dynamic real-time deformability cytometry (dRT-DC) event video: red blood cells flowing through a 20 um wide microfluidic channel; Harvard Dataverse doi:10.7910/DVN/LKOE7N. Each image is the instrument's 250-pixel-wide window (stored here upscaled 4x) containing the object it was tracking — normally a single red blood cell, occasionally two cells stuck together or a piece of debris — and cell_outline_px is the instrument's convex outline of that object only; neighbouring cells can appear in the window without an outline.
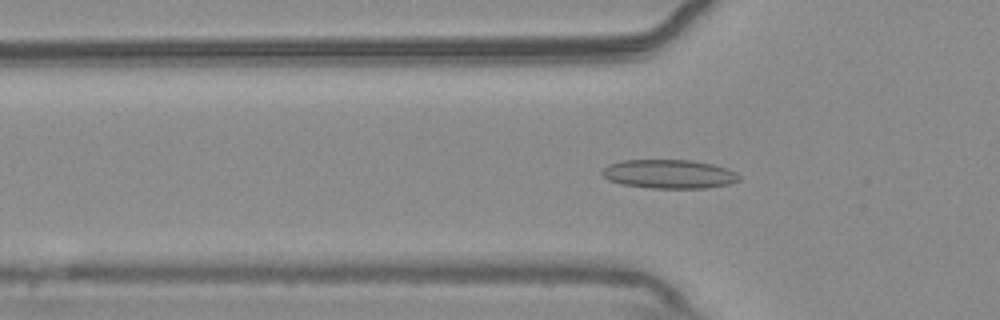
{"species": "common noctule bat (a hibernating species)", "species_latin": "Nyctalus noctula", "temperature_condition": "warm", "stored_images_in_passage": 55, "camera_frame_rate_fps": 3000, "um_per_image_px": 0.085, "animal": {"sex": "male", "body_mass_g": 20.4}, "frame": {"image": 1, "passage_image": 18, "time_ms": 5.667, "image_size_px": [1000, 320], "cell_outline_px": [[740, 180], [728, 184], [704, 188], [652, 188], [620, 184], [608, 180], [600, 172], [608, 164], [624, 160], [692, 160], [712, 164], [736, 172], [740, 176]], "centroid_in_image_um": [56.84, 14.79], "position_along_channel_um": 69.0, "area_um2": 23.0}}
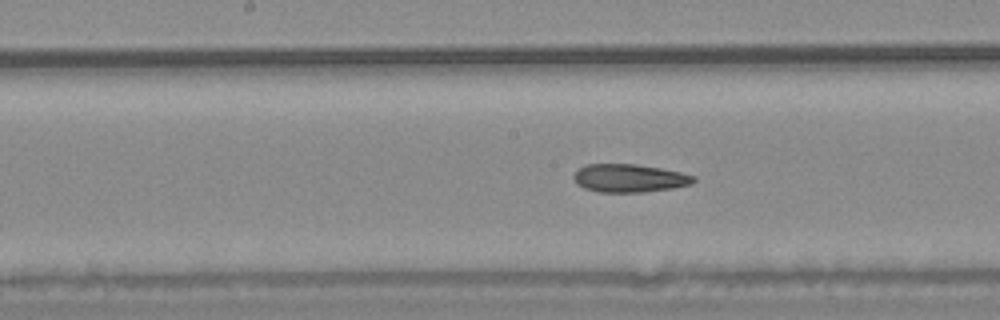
{"frame": {"image": 2, "passage_image": 28, "time_ms": 9.0, "image_size_px": [1000, 320], "cell_outline_px": [[696, 180], [692, 184], [672, 188], [644, 192], [596, 192], [584, 188], [576, 184], [572, 176], [576, 168], [584, 164], [636, 164], [660, 168], [680, 172], [696, 176]], "centroid_in_image_um": [53.44, 15.14], "position_along_channel_um": 194.8, "area_um2": 19.94}}
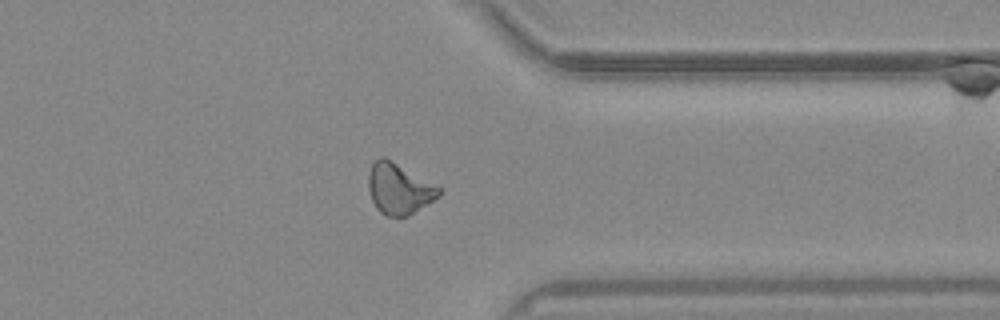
{"frame": {"image": 3, "passage_image": 43, "time_ms": 14.0, "image_size_px": [1000, 320], "cell_outline_px": [[440, 196], [408, 216], [388, 216], [380, 212], [376, 208], [372, 200], [368, 188], [368, 172], [372, 164], [380, 156], [384, 156], [440, 188]], "centroid_in_image_um": [33.87, 16.05], "position_along_channel_um": 377.5, "area_um2": 20.58}, "authors_computed_cell_mechanics": {"area_um2": 20.5768, "velocity_mm_per_s": 3.7461, "shape_relaxation_time_tau1_ms": 10.7323, "shape_relaxation_time_tau2_ms": 3.9859, "deformation_change_tau1": 0.2068, "deformation_change_tau2": 0.1096}}